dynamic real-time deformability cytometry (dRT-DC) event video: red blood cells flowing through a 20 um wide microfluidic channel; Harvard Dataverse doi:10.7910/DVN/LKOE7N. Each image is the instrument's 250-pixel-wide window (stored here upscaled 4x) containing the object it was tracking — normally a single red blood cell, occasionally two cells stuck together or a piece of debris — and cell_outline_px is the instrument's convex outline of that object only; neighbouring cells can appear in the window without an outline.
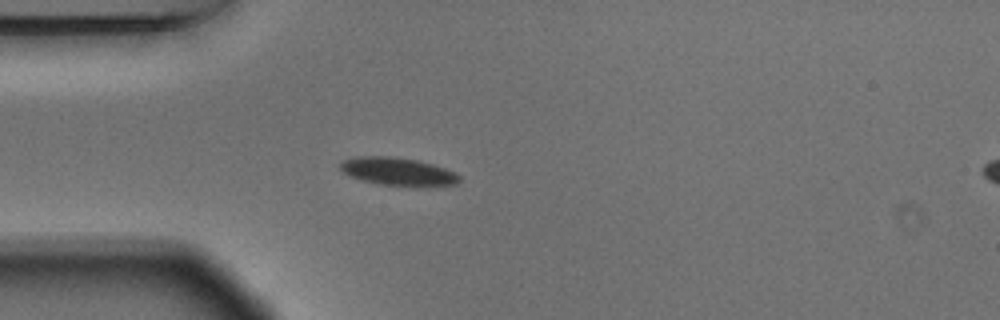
{"species": "Egyptian fruit bat (a non-hibernating species)", "species_latin": "Rousettus aegyptiacus", "temperature_condition": "warm", "stored_images_in_passage": 2, "camera_frame_rate_fps": 3000, "um_per_image_px": 0.085, "animal": {"sex": "male"}, "frame": {"image": 1, "passage_image": 2, "time_ms": 0.333, "image_size_px": [1000, 320], "cell_outline_px": [[460, 180], [456, 184], [420, 188], [416, 188], [380, 184], [360, 180], [344, 172], [340, 168], [340, 164], [344, 160], [356, 156], [388, 156], [416, 160], [432, 164], [456, 172], [460, 176]], "centroid_in_image_um": [33.87, 14.61], "position_along_channel_um": 51.1, "area_um2": 19.71}}